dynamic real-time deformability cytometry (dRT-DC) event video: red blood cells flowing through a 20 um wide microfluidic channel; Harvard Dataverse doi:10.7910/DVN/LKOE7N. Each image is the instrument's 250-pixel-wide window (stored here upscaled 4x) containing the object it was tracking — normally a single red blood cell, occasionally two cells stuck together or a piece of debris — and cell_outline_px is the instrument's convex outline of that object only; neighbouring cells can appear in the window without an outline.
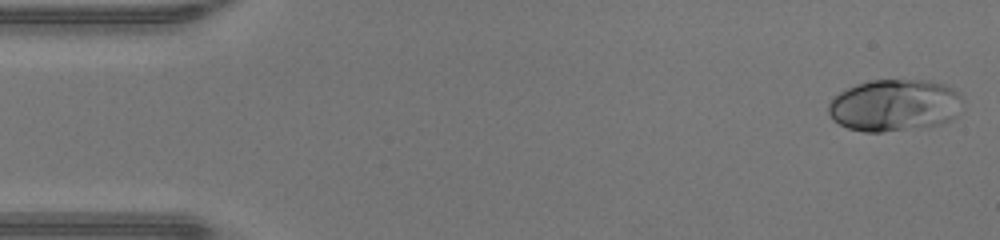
{"species": "human", "species_latin": "Homo sapiens", "temperature_condition": "warm", "stored_images_in_passage": 46, "camera_frame_rate_fps": 3000, "um_per_image_px": 0.085, "donor": {"sex": "male"}, "frame": {"image": 1, "passage_image": 1, "time_ms": 0.0, "image_size_px": [1000, 240], "cell_outline_px": [[964, 100], [956, 116], [952, 120], [940, 124], [880, 132], [864, 132], [848, 128], [832, 120], [828, 112], [828, 104], [832, 96], [856, 84], [872, 80], [928, 80], [944, 84], [960, 92]], "centroid_in_image_um": [76.04, 8.94], "position_along_channel_um": 9.0, "area_um2": 40.92}}
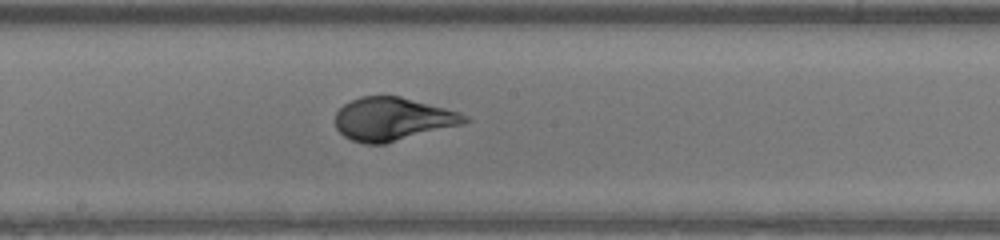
{"frame": {"image": 2, "passage_image": 24, "time_ms": 7.667, "image_size_px": [1000, 240], "cell_outline_px": [[472, 120], [464, 124], [384, 144], [364, 144], [352, 140], [344, 136], [336, 128], [336, 112], [344, 104], [360, 96], [400, 96], [460, 112], [468, 116]], "centroid_in_image_um": [33.4, 10.12], "position_along_channel_um": 214.8, "area_um2": 32.6}}
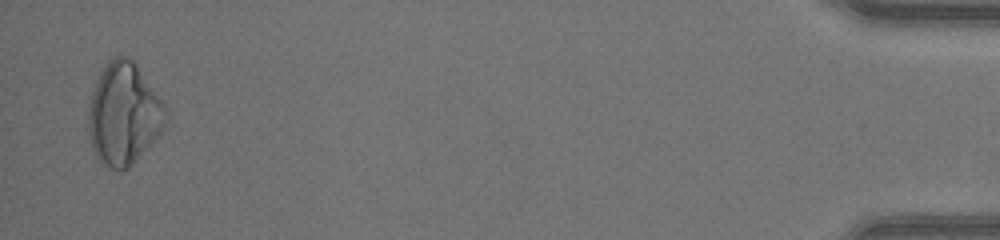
{"frame": {"image": 3, "passage_image": 45, "time_ms": 14.667, "image_size_px": [1000, 240], "cell_outline_px": [[168, 116], [164, 128], [132, 164], [128, 168], [120, 172], [112, 168], [100, 160], [96, 156], [92, 148], [88, 132], [88, 112], [92, 92], [100, 72], [112, 56], [128, 56], [136, 64], [164, 104], [168, 112]], "centroid_in_image_um": [10.51, 9.68], "position_along_channel_um": 424.7, "area_um2": 45.66}, "authors_computed_cell_mechanics": {"area_um2": 35.2869, "velocity_mm_per_s": 4.3849, "shape_relaxation_time_tau1_ms": 3.6451, "shape_relaxation_time_tau2_ms": null, "deformation_change_tau1": 0.2105, "deformation_change_tau2": null}}